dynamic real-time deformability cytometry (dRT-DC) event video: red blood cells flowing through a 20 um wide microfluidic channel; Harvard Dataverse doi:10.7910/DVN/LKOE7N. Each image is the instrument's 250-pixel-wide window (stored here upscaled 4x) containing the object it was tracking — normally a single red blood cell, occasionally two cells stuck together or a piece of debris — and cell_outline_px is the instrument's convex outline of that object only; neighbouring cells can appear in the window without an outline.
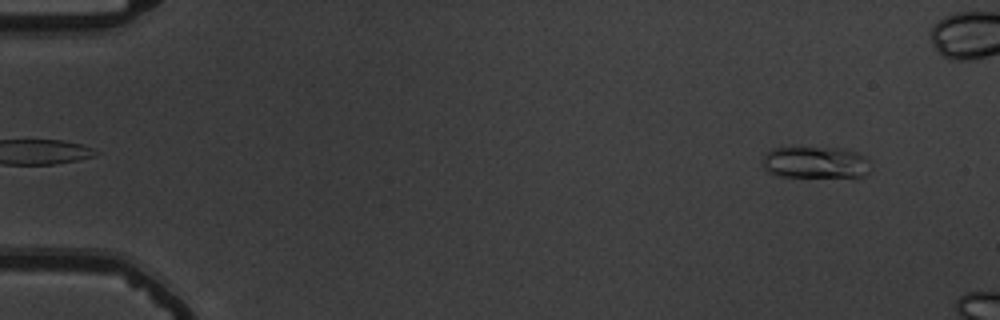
{"species": "common noctule bat (a hibernating species)", "species_latin": "Nyctalus noctula", "temperature_condition": "warm", "stored_images_in_passage": 13, "camera_frame_rate_fps": 3000, "um_per_image_px": 0.085, "animal": {"sex": "male", "body_mass_g": 19.5, "forearm_length_mm": 54.6}, "frame": {"image": 1, "passage_image": 3, "time_ms": 0.667, "image_size_px": [1000, 320], "cell_outline_px": [[868, 172], [864, 176], [856, 180], [780, 176], [768, 172], [764, 168], [764, 152], [772, 148], [840, 148], [856, 152], [864, 156], [868, 160]], "centroid_in_image_um": [69.37, 13.87], "position_along_channel_um": 15.6, "area_um2": 20.87}}